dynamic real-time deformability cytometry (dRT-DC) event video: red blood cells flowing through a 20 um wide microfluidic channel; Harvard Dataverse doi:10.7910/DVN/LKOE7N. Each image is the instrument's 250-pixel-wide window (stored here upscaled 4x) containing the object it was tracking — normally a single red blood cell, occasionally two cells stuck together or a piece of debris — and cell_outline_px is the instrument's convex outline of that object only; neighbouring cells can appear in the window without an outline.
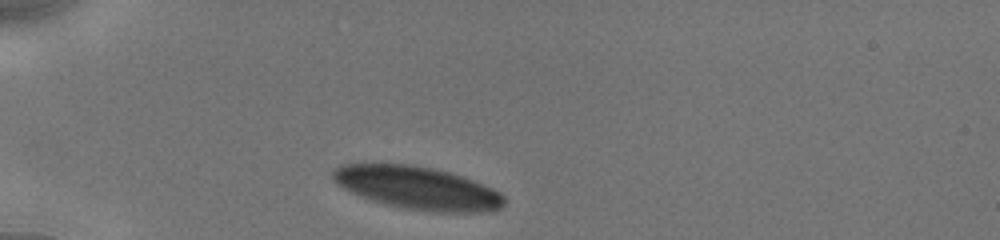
{"species": "human", "species_latin": "Homo sapiens", "temperature_condition": "cold", "stored_images_in_passage": 5, "camera_frame_rate_fps": 3000, "um_per_image_px": 0.085, "donor": {"sex": "male"}, "frame": {"image": 1, "passage_image": 1, "time_ms": 0.0, "image_size_px": [1000, 240], "cell_outline_px": [[504, 204], [500, 208], [488, 212], [440, 212], [404, 208], [384, 204], [360, 196], [336, 184], [332, 176], [332, 172], [340, 164], [412, 164], [432, 168], [448, 172], [472, 180], [492, 188], [500, 192], [504, 196]], "centroid_in_image_um": [35.48, 15.97], "position_along_channel_um": 49.5, "area_um2": 42.54}}
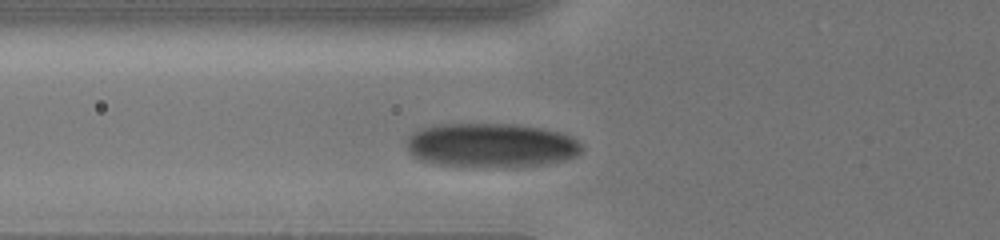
{"frame": {"image": 2, "passage_image": 3, "time_ms": 1.667, "image_size_px": [1000, 240], "cell_outline_px": [[584, 148], [576, 156], [564, 160], [544, 164], [512, 168], [472, 168], [432, 164], [420, 160], [412, 156], [408, 152], [408, 136], [412, 132], [420, 128], [436, 124], [516, 124], [540, 128], [560, 132], [572, 136]], "centroid_in_image_um": [41.71, 12.38], "position_along_channel_um": 84.1, "area_um2": 46.24}}
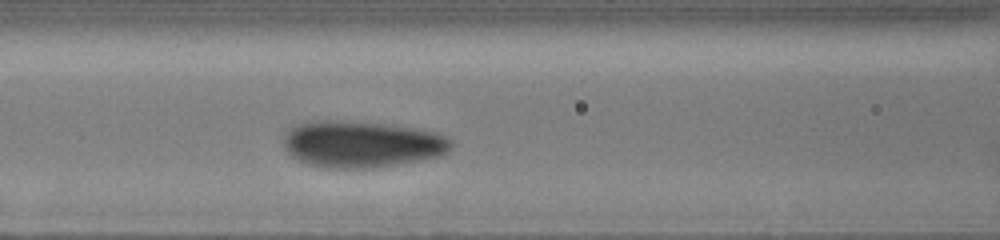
{"frame": {"image": 3, "passage_image": 5, "time_ms": 3.0, "image_size_px": [1000, 240], "cell_outline_px": [[452, 148], [448, 152], [440, 156], [376, 168], [320, 168], [304, 164], [296, 160], [284, 148], [284, 140], [288, 132], [292, 128], [300, 124], [328, 120], [384, 124], [416, 128], [436, 132], [452, 140]], "centroid_in_image_um": [30.77, 12.28], "position_along_channel_um": 135.8, "area_um2": 45.37}}